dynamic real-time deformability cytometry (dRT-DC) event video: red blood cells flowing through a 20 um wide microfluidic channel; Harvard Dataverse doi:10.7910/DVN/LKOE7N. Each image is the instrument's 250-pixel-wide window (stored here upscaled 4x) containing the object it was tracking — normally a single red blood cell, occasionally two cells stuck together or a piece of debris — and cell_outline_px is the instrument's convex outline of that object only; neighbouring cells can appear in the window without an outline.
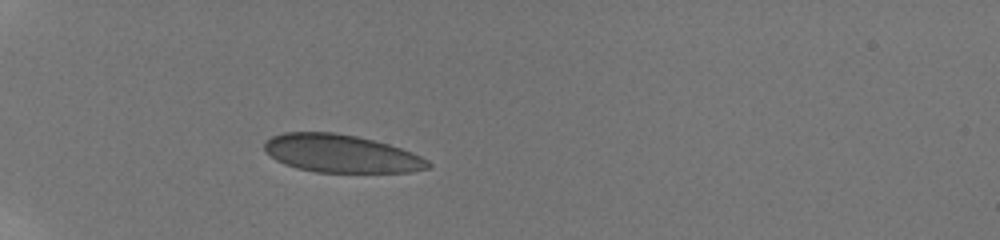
{"species": "human", "species_latin": "Homo sapiens", "temperature_condition": "room temperature", "stored_images_in_passage": 9, "camera_frame_rate_fps": 3000, "um_per_image_px": 0.085, "donor": {"sex": "male"}, "frame": {"image": 1, "passage_image": 1, "time_ms": 0.0, "image_size_px": [1000, 240], "cell_outline_px": [[432, 168], [412, 172], [316, 172], [296, 168], [284, 164], [276, 160], [264, 152], [264, 144], [272, 136], [284, 132], [332, 132], [356, 136], [388, 144], [412, 152], [428, 160], [432, 164]], "centroid_in_image_um": [29.0, 13.06], "position_along_channel_um": 56.0, "area_um2": 36.24}}
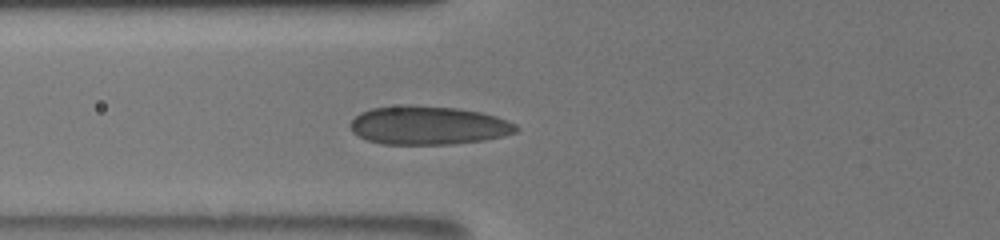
{"frame": {"image": 2, "passage_image": 7, "time_ms": 1.667, "image_size_px": [1000, 240], "cell_outline_px": [[520, 128], [516, 132], [504, 136], [484, 140], [448, 144], [384, 144], [368, 140], [352, 132], [348, 124], [360, 112], [372, 108], [404, 104], [408, 104], [456, 108], [480, 112], [496, 116], [508, 120], [516, 124]], "centroid_in_image_um": [36.4, 10.65], "position_along_channel_um": 89.4, "area_um2": 37.45}}